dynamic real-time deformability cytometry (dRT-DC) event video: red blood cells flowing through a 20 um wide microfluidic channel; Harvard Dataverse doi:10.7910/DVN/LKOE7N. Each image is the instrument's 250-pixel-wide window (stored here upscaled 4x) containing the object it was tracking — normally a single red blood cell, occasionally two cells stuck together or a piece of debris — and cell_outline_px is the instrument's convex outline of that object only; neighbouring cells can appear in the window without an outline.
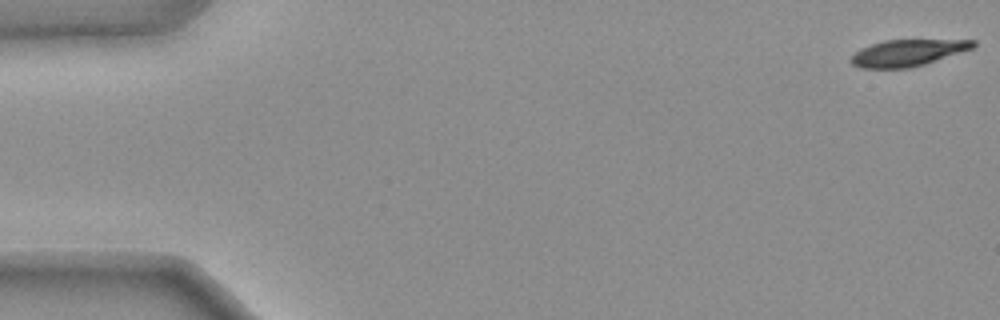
{"species": "common noctule bat (a hibernating species)", "species_latin": "Nyctalus noctula", "temperature_condition": "warm", "stored_images_in_passage": 49, "camera_frame_rate_fps": 3000, "um_per_image_px": 0.085, "animal": {"sex": "female", "body_mass_g": 25.1}, "frame": {"image": 1, "passage_image": 1, "time_ms": 0.0, "image_size_px": [1000, 320], "cell_outline_px": [[976, 44], [972, 48], [912, 68], [860, 68], [852, 64], [848, 60], [860, 48], [884, 40], [976, 40]], "centroid_in_image_um": [77.1, 4.49], "position_along_channel_um": 7.9, "area_um2": 18.73}}
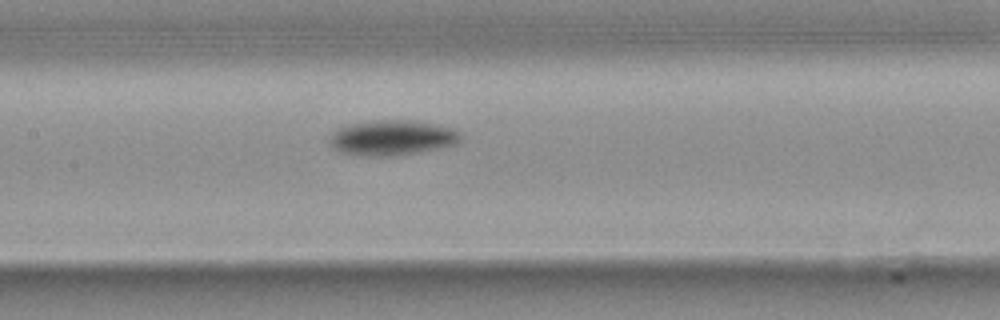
{"frame": {"image": 2, "passage_image": 26, "time_ms": 8.333, "image_size_px": [1000, 320], "cell_outline_px": [[460, 140], [456, 144], [416, 152], [392, 156], [364, 156], [340, 152], [328, 140], [332, 132], [340, 128], [352, 124], [384, 120], [412, 120], [436, 124], [456, 128], [460, 132]], "centroid_in_image_um": [33.36, 11.7], "position_along_channel_um": 174.0, "area_um2": 26.53}}
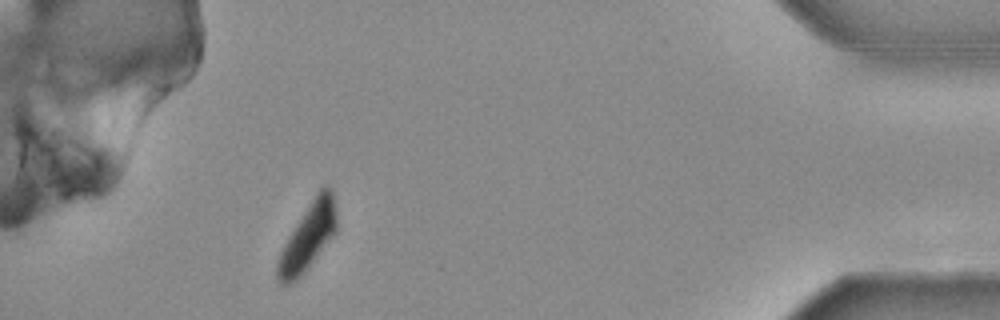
{"frame": {"image": 3, "passage_image": 49, "time_ms": 16.0, "image_size_px": [1000, 320], "cell_outline_px": [[336, 232], [304, 272], [292, 284], [280, 284], [276, 276], [276, 264], [280, 252], [288, 236], [316, 192], [324, 184], [328, 184], [332, 188], [336, 212]], "centroid_in_image_um": [26.17, 20.11], "position_along_channel_um": 409.0, "area_um2": 22.89}, "authors_computed_cell_mechanics": {"area_um2": 24.276, "velocity_mm_per_s": 3.7477, "shape_relaxation_time_tau1_ms": 3.0842, "shape_relaxation_time_tau2_ms": null, "deformation_change_tau1": 0.1578, "deformation_change_tau2": null}}